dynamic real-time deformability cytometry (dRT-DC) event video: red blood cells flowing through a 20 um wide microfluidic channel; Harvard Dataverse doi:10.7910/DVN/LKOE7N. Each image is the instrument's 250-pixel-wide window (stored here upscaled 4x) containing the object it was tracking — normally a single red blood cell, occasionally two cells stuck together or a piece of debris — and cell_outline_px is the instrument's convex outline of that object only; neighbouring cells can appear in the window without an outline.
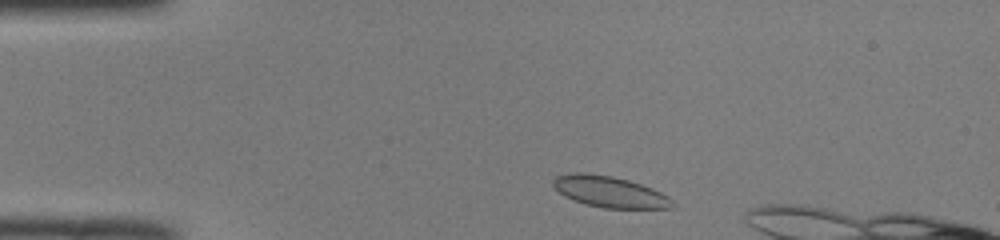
{"species": "common noctule bat (a hibernating species)", "species_latin": "Nyctalus noctula", "temperature_condition": "room temperature", "stored_images_in_passage": 42, "camera_frame_rate_fps": 3000, "um_per_image_px": 0.085, "animal": {"sex": "male", "body_mass_g": 19.0, "forearm_length_mm": 50.8}, "frame": {"image": 1, "passage_image": 1, "time_ms": 0.0, "image_size_px": [1000, 240], "cell_outline_px": [[676, 208], [604, 208], [588, 204], [564, 196], [552, 184], [552, 176], [572, 172], [584, 172], [612, 176], [628, 180], [652, 188], [668, 196], [672, 200]], "centroid_in_image_um": [51.81, 16.28], "position_along_channel_um": 33.2, "area_um2": 21.62}}
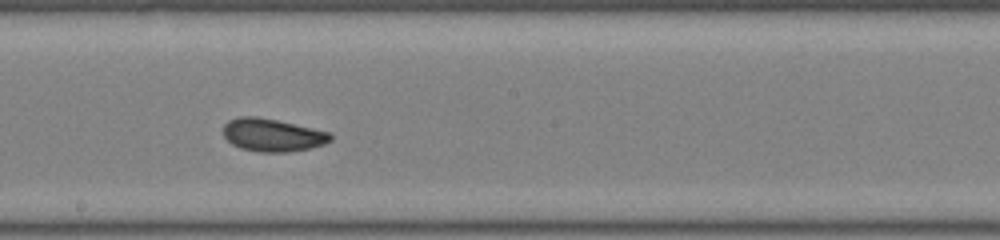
{"frame": {"image": 2, "passage_image": 19, "time_ms": 6.0, "image_size_px": [1000, 240], "cell_outline_px": [[332, 140], [324, 144], [308, 148], [288, 152], [260, 152], [240, 148], [232, 144], [224, 136], [224, 124], [228, 120], [240, 116], [256, 116], [276, 120], [332, 132]], "centroid_in_image_um": [23.16, 11.47], "position_along_channel_um": 225.0, "area_um2": 20.52}}
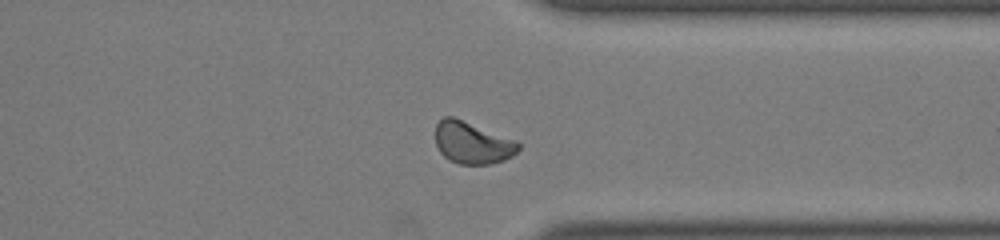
{"frame": {"image": 3, "passage_image": 30, "time_ms": 9.667, "image_size_px": [1000, 240], "cell_outline_px": [[520, 148], [512, 156], [504, 160], [488, 164], [460, 164], [448, 160], [440, 152], [436, 144], [436, 124], [444, 116], [452, 116], [516, 140], [520, 144]], "centroid_in_image_um": [40.14, 12.14], "position_along_channel_um": 371.3, "area_um2": 20.23}, "authors_computed_cell_mechanics": {"area_um2": 20.2011, "velocity_mm_per_s": 4.006, "shape_relaxation_time_tau1_ms": 9.1221, "shape_relaxation_time_tau2_ms": 1.9089, "deformation_change_tau1": 0.186, "deformation_change_tau2": 0.0534}}